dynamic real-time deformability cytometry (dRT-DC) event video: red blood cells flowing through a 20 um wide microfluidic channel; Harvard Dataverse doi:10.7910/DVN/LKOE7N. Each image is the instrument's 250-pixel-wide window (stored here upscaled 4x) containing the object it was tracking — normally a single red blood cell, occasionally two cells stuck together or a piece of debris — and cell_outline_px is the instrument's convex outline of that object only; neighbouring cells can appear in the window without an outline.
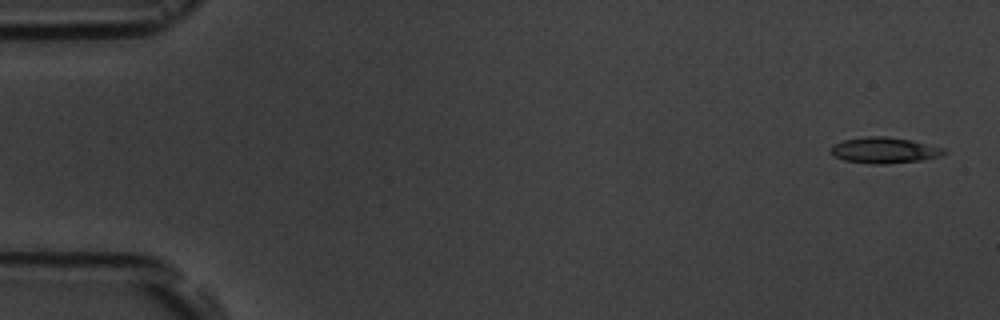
{"species": "common noctule bat (a hibernating species)", "species_latin": "Nyctalus noctula", "temperature_condition": "room temperature", "stored_images_in_passage": 5, "camera_frame_rate_fps": 3000, "um_per_image_px": 0.085, "animal": {"sex": "male", "body_mass_g": 19.5, "forearm_length_mm": 54.6}, "frame": {"image": 1, "passage_image": 1, "time_ms": 0.0, "image_size_px": [1000, 320], "cell_outline_px": [[948, 152], [936, 156], [920, 160], [884, 164], [872, 164], [844, 160], [836, 156], [828, 148], [832, 144], [844, 140], [868, 136], [884, 136], [912, 140], [944, 148]], "centroid_in_image_um": [75.14, 12.76], "position_along_channel_um": 9.9, "area_um2": 16.94}}
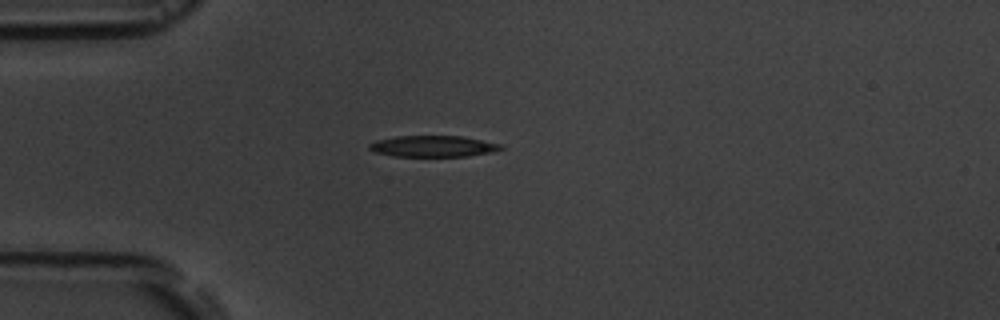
{"frame": {"image": 2, "passage_image": 5, "time_ms": 4.333, "image_size_px": [1000, 320], "cell_outline_px": [[504, 148], [492, 152], [468, 156], [392, 156], [372, 152], [368, 148], [368, 144], [376, 140], [396, 136], [460, 136], [500, 144]], "centroid_in_image_um": [36.74, 12.43], "position_along_channel_um": 48.3, "area_um2": 16.24}}